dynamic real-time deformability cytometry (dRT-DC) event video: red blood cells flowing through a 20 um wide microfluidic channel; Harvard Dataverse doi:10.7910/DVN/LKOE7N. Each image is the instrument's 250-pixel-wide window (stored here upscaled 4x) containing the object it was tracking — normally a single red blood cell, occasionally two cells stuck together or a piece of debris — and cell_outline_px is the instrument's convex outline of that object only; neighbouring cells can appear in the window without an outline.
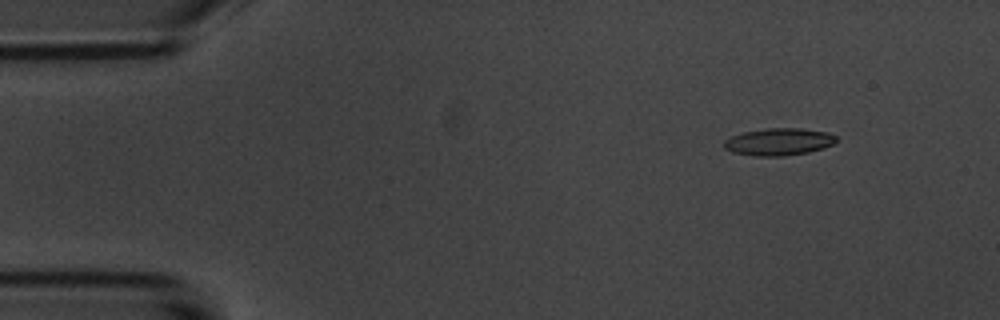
{"species": "common noctule bat (a hibernating species)", "species_latin": "Nyctalus noctula", "temperature_condition": "room temperature", "stored_images_in_passage": 3, "camera_frame_rate_fps": 3000, "um_per_image_px": 0.085, "animal": {"sex": "male", "body_mass_g": 20.1, "forearm_length_mm": 53.5}, "frame": {"image": 1, "passage_image": 1, "time_ms": 0.0, "image_size_px": [1000, 320], "cell_outline_px": [[836, 140], [832, 144], [824, 148], [808, 152], [780, 156], [756, 156], [732, 152], [724, 148], [724, 140], [732, 136], [744, 132], [768, 128], [800, 128], [828, 132], [836, 136]], "centroid_in_image_um": [66.19, 12.05], "position_along_channel_um": 18.8, "area_um2": 17.69}}
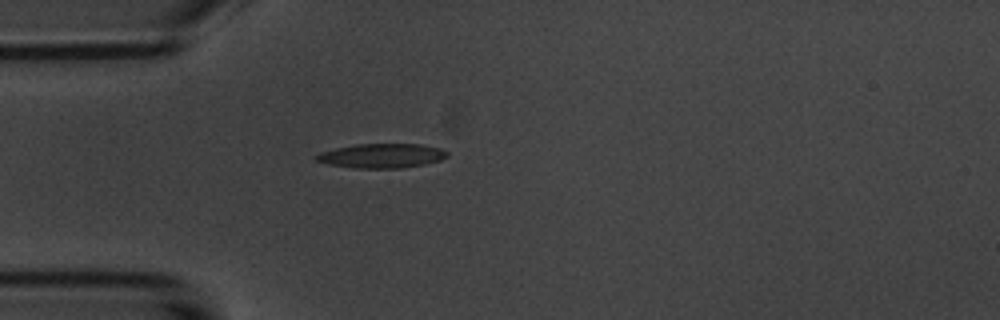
{"frame": {"image": 2, "passage_image": 3, "time_ms": 3.0, "image_size_px": [1000, 320], "cell_outline_px": [[448, 156], [440, 160], [424, 164], [400, 168], [352, 168], [328, 164], [316, 160], [312, 156], [320, 152], [336, 148], [356, 144], [420, 144], [440, 148], [448, 152]], "centroid_in_image_um": [32.42, 13.24], "position_along_channel_um": 52.6, "area_um2": 18.61}}